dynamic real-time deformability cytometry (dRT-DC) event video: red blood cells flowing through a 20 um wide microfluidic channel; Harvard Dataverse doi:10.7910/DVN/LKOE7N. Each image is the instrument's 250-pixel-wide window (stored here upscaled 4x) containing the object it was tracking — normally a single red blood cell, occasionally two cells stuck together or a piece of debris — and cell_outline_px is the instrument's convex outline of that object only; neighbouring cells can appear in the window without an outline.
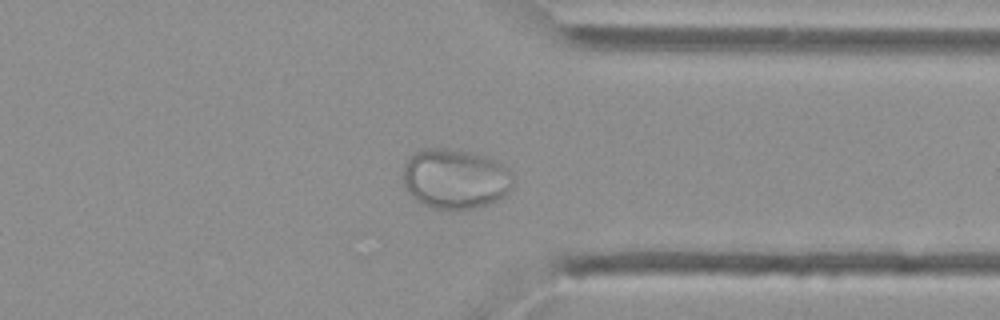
{"species": "Egyptian fruit bat (a non-hibernating species)", "species_latin": "Rousettus aegyptiacus", "temperature_condition": "cold", "stored_images_in_passage": 37, "camera_frame_rate_fps": 3000, "um_per_image_px": 0.085, "animal": {"sex": "female"}, "frame": {"image": 1, "passage_image": 27, "time_ms": 8.667, "image_size_px": [1000, 320], "cell_outline_px": [[512, 184], [508, 192], [504, 196], [488, 204], [472, 208], [432, 208], [416, 200], [404, 188], [404, 168], [408, 160], [416, 152], [424, 148], [448, 148], [468, 152], [484, 156], [496, 160], [508, 168], [512, 176]], "centroid_in_image_um": [38.69, 15.19], "position_along_channel_um": 372.7, "area_um2": 38.03}}